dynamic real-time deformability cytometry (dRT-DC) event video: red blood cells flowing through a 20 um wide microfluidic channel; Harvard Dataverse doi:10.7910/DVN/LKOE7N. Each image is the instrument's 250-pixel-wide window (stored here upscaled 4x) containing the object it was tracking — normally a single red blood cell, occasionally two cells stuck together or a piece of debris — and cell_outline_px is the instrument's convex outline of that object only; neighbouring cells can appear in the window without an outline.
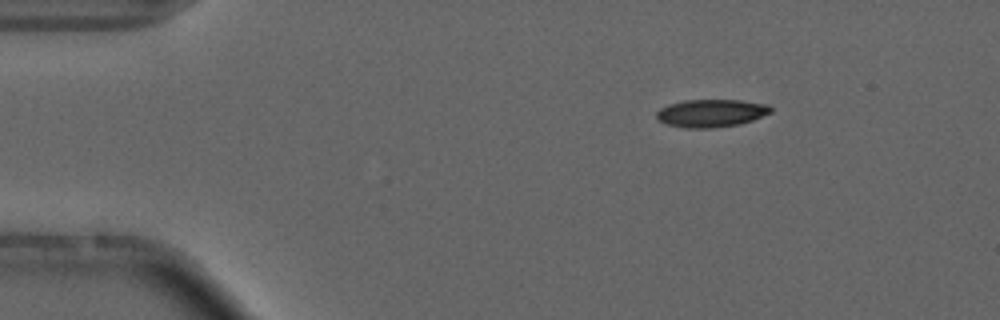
{"species": "common noctule bat (a hibernating species)", "species_latin": "Nyctalus noctula", "temperature_condition": "cold", "stored_images_in_passage": 4, "camera_frame_rate_fps": 3000, "um_per_image_px": 0.085, "animal": {"sex": "male", "forearm_length_mm": 52.5}, "frame": {"image": 1, "passage_image": 1, "time_ms": 0.0, "image_size_px": [1000, 320], "cell_outline_px": [[772, 112], [752, 120], [740, 124], [716, 128], [684, 128], [664, 124], [656, 120], [656, 112], [660, 108], [668, 104], [684, 100], [740, 100], [768, 104], [772, 108]], "centroid_in_image_um": [60.41, 9.62], "position_along_channel_um": 24.6, "area_um2": 18.79}}
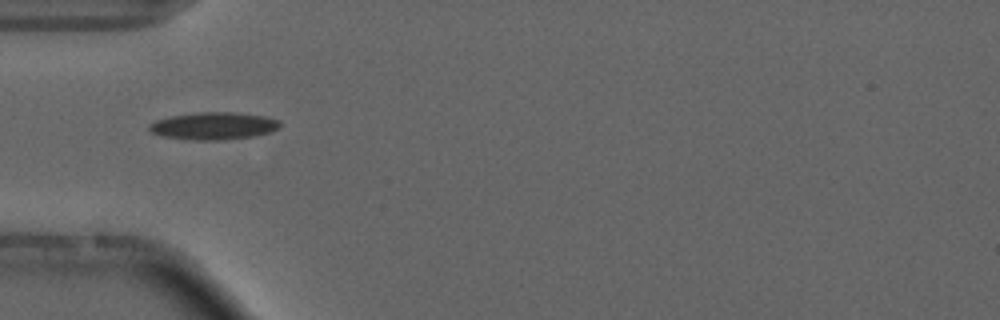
{"frame": {"image": 2, "passage_image": 3, "time_ms": 3.0, "image_size_px": [1000, 320], "cell_outline_px": [[280, 128], [272, 132], [252, 136], [224, 140], [196, 140], [164, 136], [152, 132], [148, 128], [148, 124], [156, 120], [172, 116], [196, 112], [232, 112], [264, 116], [280, 120]], "centroid_in_image_um": [18.19, 10.7], "position_along_channel_um": 66.8, "area_um2": 20.81}}